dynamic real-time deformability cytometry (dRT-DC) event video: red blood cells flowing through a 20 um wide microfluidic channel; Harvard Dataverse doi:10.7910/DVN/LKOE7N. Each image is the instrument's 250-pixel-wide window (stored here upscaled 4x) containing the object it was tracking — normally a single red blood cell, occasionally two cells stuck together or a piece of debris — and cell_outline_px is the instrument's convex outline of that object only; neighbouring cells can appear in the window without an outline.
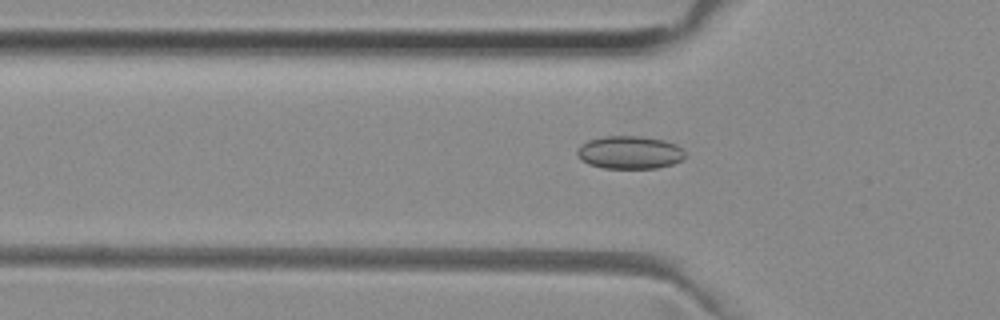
{"species": "common noctule bat (a hibernating species)", "species_latin": "Nyctalus noctula", "temperature_condition": "room temperature", "stored_images_in_passage": 45, "camera_frame_rate_fps": 3000, "um_per_image_px": 0.085, "animal": {"sex": "female", "body_mass_g": 29.2, "forearm_length_mm": 56.3}, "frame": {"image": 1, "passage_image": 13, "time_ms": 4.0, "image_size_px": [1000, 320], "cell_outline_px": [[684, 156], [680, 160], [672, 164], [656, 168], [604, 168], [588, 164], [580, 160], [576, 152], [580, 144], [588, 140], [604, 136], [640, 136], [664, 140], [676, 144], [684, 152]], "centroid_in_image_um": [53.47, 12.95], "position_along_channel_um": 72.3, "area_um2": 20.69}}
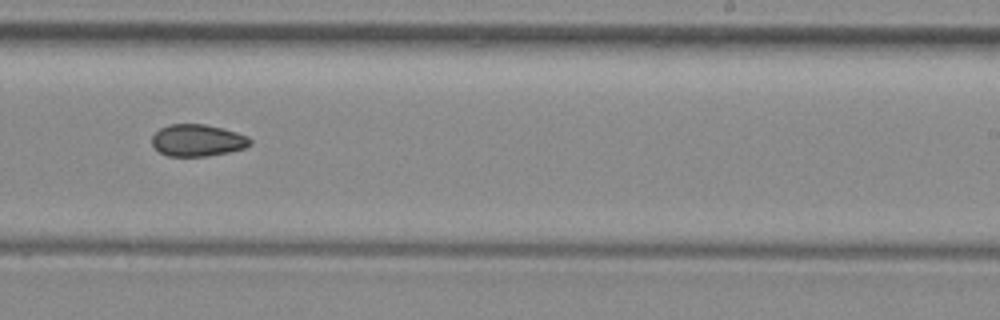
{"frame": {"image": 2, "passage_image": 28, "time_ms": 9.0, "image_size_px": [1000, 320], "cell_outline_px": [[252, 144], [244, 148], [228, 152], [208, 156], [168, 156], [160, 152], [152, 144], [152, 136], [160, 128], [168, 124], [204, 124], [236, 132], [248, 136], [252, 140]], "centroid_in_image_um": [16.79, 11.93], "position_along_channel_um": 272.2, "area_um2": 18.21}}
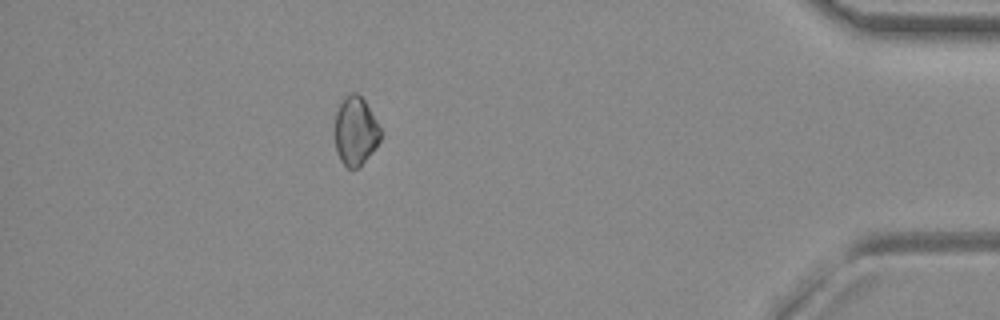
{"frame": {"image": 3, "passage_image": 42, "time_ms": 13.667, "image_size_px": [1000, 320], "cell_outline_px": [[384, 132], [376, 148], [356, 168], [348, 168], [340, 160], [336, 152], [332, 128], [336, 112], [344, 96], [352, 92], [356, 92], [364, 100]], "centroid_in_image_um": [30.19, 11.12], "position_along_channel_um": 405.0, "area_um2": 18.79}, "authors_computed_cell_mechanics": {"area_um2": 19.0162, "velocity_mm_per_s": 3.9876, "shape_relaxation_time_tau1_ms": null, "shape_relaxation_time_tau2_ms": 4.4767, "deformation_change_tau1": null, "deformation_change_tau2": 0.0774}}